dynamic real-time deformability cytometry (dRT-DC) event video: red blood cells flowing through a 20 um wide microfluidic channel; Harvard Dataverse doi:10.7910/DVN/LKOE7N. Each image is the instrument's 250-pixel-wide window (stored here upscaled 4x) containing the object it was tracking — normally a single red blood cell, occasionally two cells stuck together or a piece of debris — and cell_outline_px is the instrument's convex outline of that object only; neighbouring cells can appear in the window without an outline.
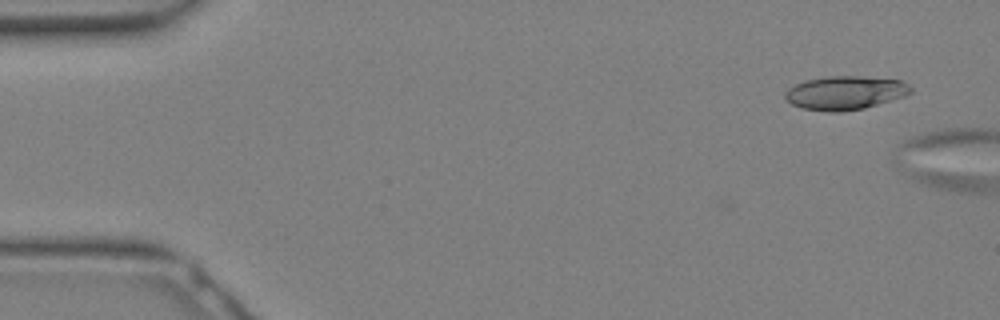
{"species": "Egyptian fruit bat (a non-hibernating species)", "species_latin": "Rousettus aegyptiacus", "temperature_condition": "warm", "stored_images_in_passage": 4, "camera_frame_rate_fps": 3000, "um_per_image_px": 0.085, "animal": {"sex": "female"}, "frame": {"image": 1, "passage_image": 2, "time_ms": 0.333, "image_size_px": [1000, 320], "cell_outline_px": [[912, 92], [904, 96], [864, 108], [840, 112], [828, 112], [804, 108], [792, 104], [784, 96], [784, 92], [788, 88], [804, 80], [828, 76], [860, 76], [900, 80], [908, 84], [912, 88]], "centroid_in_image_um": [71.83, 7.88], "position_along_channel_um": 13.2, "area_um2": 24.57}}